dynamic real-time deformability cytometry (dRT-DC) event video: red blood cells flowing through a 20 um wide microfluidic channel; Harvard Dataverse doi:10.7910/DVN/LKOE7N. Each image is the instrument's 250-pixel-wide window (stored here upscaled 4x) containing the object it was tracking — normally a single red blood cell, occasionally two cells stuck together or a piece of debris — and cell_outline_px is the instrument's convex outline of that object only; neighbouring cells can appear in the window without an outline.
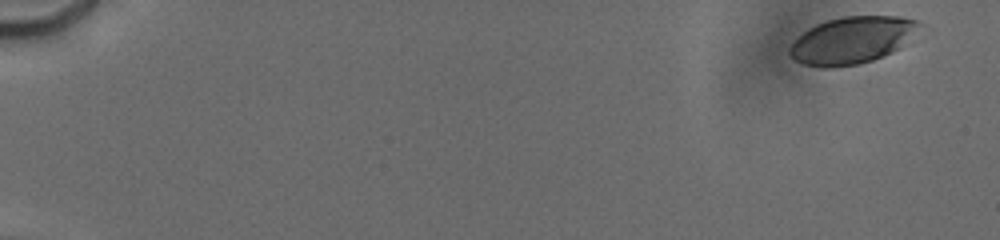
{"species": "human", "species_latin": "Homo sapiens", "temperature_condition": "cold", "stored_images_in_passage": 12, "camera_frame_rate_fps": 3000, "um_per_image_px": 0.085, "donor": {"sex": "male"}, "frame": {"image": 1, "passage_image": 1, "time_ms": 0.0, "image_size_px": [1000, 240], "cell_outline_px": [[920, 24], [908, 44], [884, 56], [872, 60], [856, 64], [828, 68], [824, 68], [804, 64], [796, 60], [788, 52], [788, 48], [804, 32], [816, 24], [828, 20], [844, 16], [900, 16], [916, 20]], "centroid_in_image_um": [72.45, 3.41], "position_along_channel_um": 12.5, "area_um2": 35.26}}
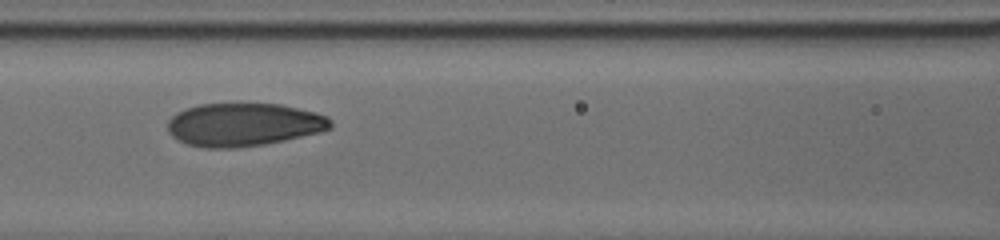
{"frame": {"image": 2, "passage_image": 9, "time_ms": 8.333, "image_size_px": [1000, 240], "cell_outline_px": [[332, 128], [320, 132], [284, 140], [264, 144], [236, 148], [204, 148], [188, 144], [172, 136], [168, 132], [168, 120], [176, 112], [200, 104], [280, 104], [316, 112], [328, 116], [332, 120]], "centroid_in_image_um": [20.73, 10.59], "position_along_channel_um": 145.9, "area_um2": 40.92}}
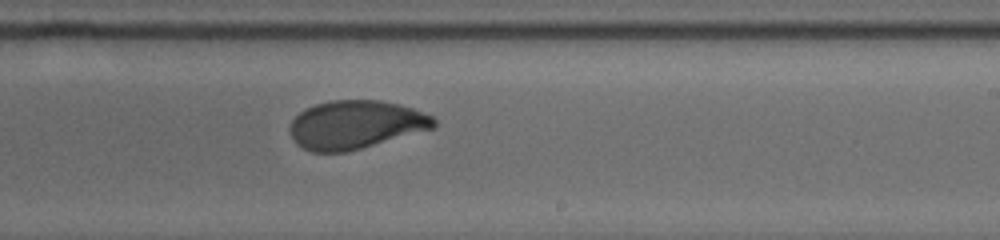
{"frame": {"image": 3, "passage_image": 12, "time_ms": 11.333, "image_size_px": [1000, 240], "cell_outline_px": [[436, 128], [360, 148], [344, 152], [312, 152], [296, 144], [288, 128], [292, 120], [300, 112], [316, 104], [332, 100], [380, 100], [400, 104], [412, 108], [432, 116], [436, 120]], "centroid_in_image_um": [30.23, 10.59], "position_along_channel_um": 258.8, "area_um2": 40.46}}